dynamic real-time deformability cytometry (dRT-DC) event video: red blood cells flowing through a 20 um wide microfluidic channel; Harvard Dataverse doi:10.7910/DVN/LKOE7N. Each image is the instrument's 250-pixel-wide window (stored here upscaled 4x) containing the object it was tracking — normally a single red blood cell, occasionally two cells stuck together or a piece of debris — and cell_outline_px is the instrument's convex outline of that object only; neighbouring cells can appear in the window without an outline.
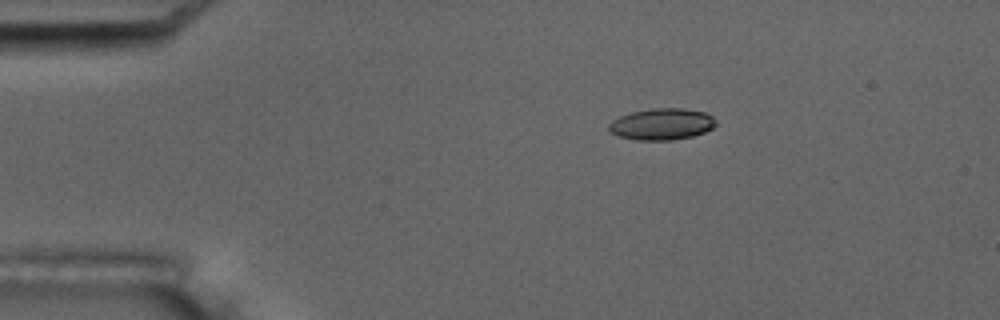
{"species": "common noctule bat (a hibernating species)", "species_latin": "Nyctalus noctula", "temperature_condition": "room temperature", "stored_images_in_passage": 6, "camera_frame_rate_fps": 3000, "um_per_image_px": 0.085, "animal": {"sex": "male", "body_mass_g": 17.5, "forearm_length_mm": 52.3}, "frame": {"image": 1, "passage_image": 4, "time_ms": 3.333, "image_size_px": [1000, 320], "cell_outline_px": [[716, 124], [712, 128], [704, 132], [692, 136], [672, 140], [636, 140], [620, 136], [608, 132], [608, 124], [612, 120], [620, 116], [632, 112], [652, 108], [684, 108], [704, 112], [712, 116], [716, 120]], "centroid_in_image_um": [56.24, 10.55], "position_along_channel_um": 28.8, "area_um2": 19.71}}